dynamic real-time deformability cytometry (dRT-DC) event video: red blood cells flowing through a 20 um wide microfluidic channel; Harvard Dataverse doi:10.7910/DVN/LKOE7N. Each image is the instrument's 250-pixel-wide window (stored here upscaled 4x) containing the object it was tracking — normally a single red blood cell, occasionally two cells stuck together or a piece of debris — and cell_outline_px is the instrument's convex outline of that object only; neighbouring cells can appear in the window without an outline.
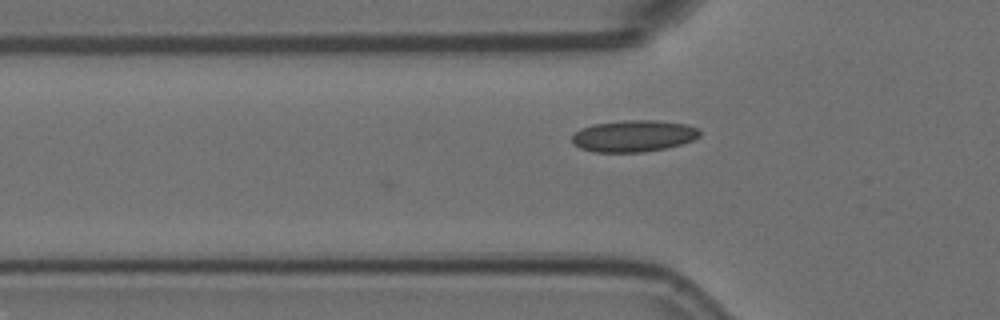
{"species": "Egyptian fruit bat (a non-hibernating species)", "species_latin": "Rousettus aegyptiacus", "temperature_condition": "room temperature", "stored_images_in_passage": 4, "camera_frame_rate_fps": 3000, "um_per_image_px": 0.085, "animal": {"sex": "female"}, "frame": {"image": 1, "passage_image": 4, "time_ms": 1.0, "image_size_px": [1000, 320], "cell_outline_px": [[700, 136], [692, 140], [680, 144], [664, 148], [644, 152], [592, 152], [580, 148], [572, 144], [572, 136], [580, 128], [592, 124], [624, 120], [656, 120], [688, 124], [700, 128]], "centroid_in_image_um": [53.84, 11.55], "position_along_channel_um": 72.0, "area_um2": 23.76}}